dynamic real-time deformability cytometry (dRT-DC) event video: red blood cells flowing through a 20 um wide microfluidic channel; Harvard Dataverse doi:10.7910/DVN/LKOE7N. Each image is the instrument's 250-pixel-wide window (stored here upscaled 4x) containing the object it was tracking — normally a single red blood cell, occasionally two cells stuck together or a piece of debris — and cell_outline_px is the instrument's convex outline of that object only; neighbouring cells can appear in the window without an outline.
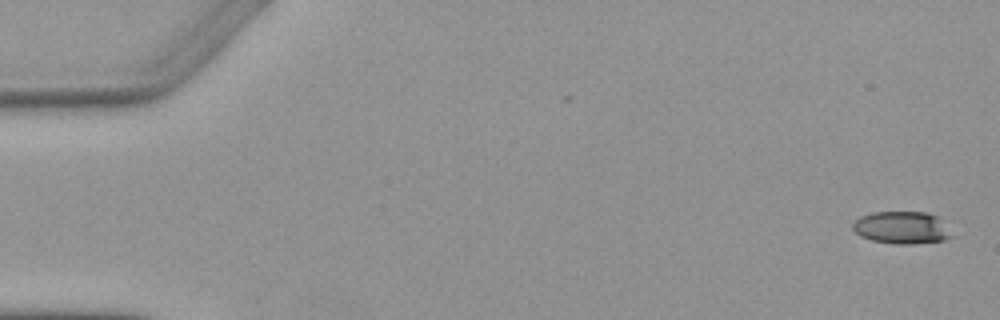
{"species": "Egyptian fruit bat (a non-hibernating species)", "species_latin": "Rousettus aegyptiacus", "temperature_condition": "warm", "stored_images_in_passage": 8, "camera_frame_rate_fps": 3000, "um_per_image_px": 0.085, "animal": {"sex": "female"}, "frame": {"image": 1, "passage_image": 1, "time_ms": 0.0, "image_size_px": [1000, 320], "cell_outline_px": [[956, 236], [944, 240], [916, 244], [896, 244], [872, 240], [860, 236], [852, 228], [852, 224], [860, 216], [872, 212], [928, 212], [940, 216]], "centroid_in_image_um": [76.73, 19.34], "position_along_channel_um": 8.3, "area_um2": 19.13}}
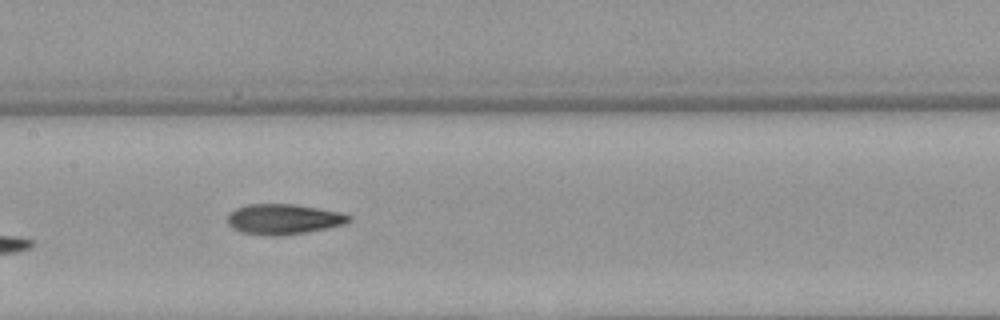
{"frame": {"image": 2, "passage_image": 8, "time_ms": 8.333, "image_size_px": [1000, 320], "cell_outline_px": [[352, 220], [344, 224], [328, 228], [280, 236], [268, 236], [244, 232], [232, 228], [228, 224], [228, 216], [236, 208], [248, 204], [292, 204], [340, 212], [352, 216]], "centroid_in_image_um": [24.12, 18.63], "position_along_channel_um": 183.3, "area_um2": 21.27}}